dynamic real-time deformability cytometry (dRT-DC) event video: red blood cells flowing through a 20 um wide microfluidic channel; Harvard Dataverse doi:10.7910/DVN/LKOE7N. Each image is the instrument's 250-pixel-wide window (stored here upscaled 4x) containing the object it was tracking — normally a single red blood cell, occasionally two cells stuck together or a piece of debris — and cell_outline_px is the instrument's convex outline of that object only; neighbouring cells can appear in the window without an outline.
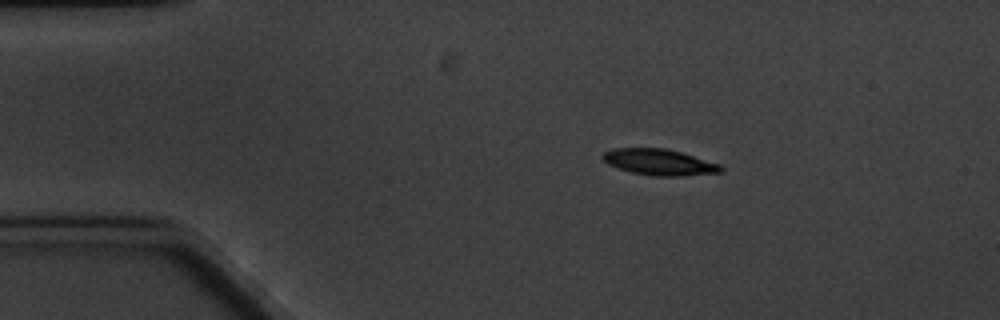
{"species": "common noctule bat (a hibernating species)", "species_latin": "Nyctalus noctula", "temperature_condition": "cold", "stored_images_in_passage": 4, "camera_frame_rate_fps": 3000, "um_per_image_px": 0.085, "animal": {"sex": "male", "body_mass_g": 20.1, "forearm_length_mm": 53.5}, "frame": {"image": 1, "passage_image": 2, "time_ms": 1.0, "image_size_px": [1000, 320], "cell_outline_px": [[724, 172], [684, 176], [652, 176], [632, 172], [608, 164], [600, 156], [604, 152], [612, 148], [664, 148], [680, 152], [720, 164], [724, 168]], "centroid_in_image_um": [56.06, 13.79], "position_along_channel_um": 28.9, "area_um2": 17.98}}